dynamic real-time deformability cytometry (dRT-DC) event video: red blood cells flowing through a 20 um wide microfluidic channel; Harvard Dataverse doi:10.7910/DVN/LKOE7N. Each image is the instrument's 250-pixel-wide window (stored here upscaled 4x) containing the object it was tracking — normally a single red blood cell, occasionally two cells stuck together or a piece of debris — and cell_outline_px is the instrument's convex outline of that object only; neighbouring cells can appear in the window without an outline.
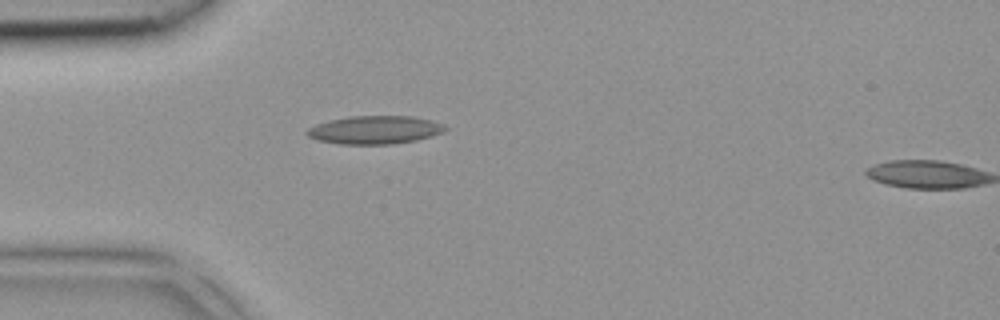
{"species": "common noctule bat (a hibernating species)", "species_latin": "Nyctalus noctula", "temperature_condition": "room temperature", "stored_images_in_passage": 5, "segment_of_instrument_passage": [1, 2], "camera_frame_rate_fps": 3000, "um_per_image_px": 0.085, "animal": {"sex": "female", "body_mass_g": 18.4}, "frame": {"image": 1, "passage_image": 4, "time_ms": 1.0, "image_size_px": [1000, 320], "cell_outline_px": [[448, 128], [444, 132], [432, 136], [416, 140], [392, 144], [340, 144], [316, 140], [308, 136], [304, 132], [308, 128], [316, 124], [328, 120], [348, 116], [412, 116], [432, 120], [444, 124]], "centroid_in_image_um": [31.86, 11.04], "position_along_channel_um": 53.1, "area_um2": 22.95}}